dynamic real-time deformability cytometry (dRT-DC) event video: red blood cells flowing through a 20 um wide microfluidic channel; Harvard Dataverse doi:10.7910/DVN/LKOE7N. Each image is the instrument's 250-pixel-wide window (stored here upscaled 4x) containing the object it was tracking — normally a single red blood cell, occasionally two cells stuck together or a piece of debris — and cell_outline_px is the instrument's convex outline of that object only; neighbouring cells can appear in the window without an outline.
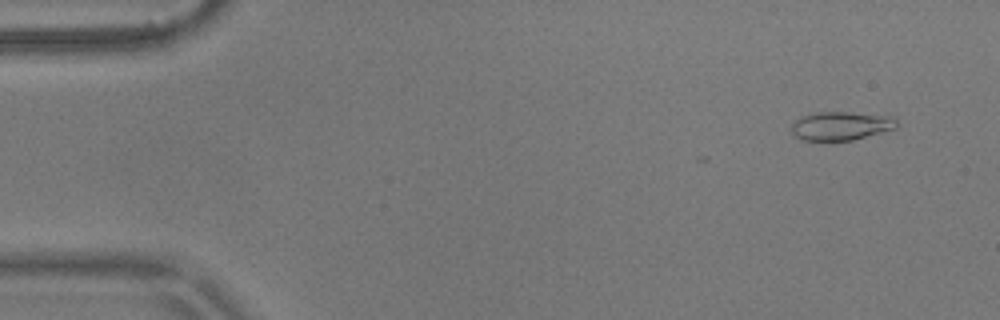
{"species": "common noctule bat (a hibernating species)", "species_latin": "Nyctalus noctula", "temperature_condition": "warm", "stored_images_in_passage": 9, "camera_frame_rate_fps": 3000, "um_per_image_px": 0.085, "animal": {"sex": "male", "body_mass_g": 17.9}, "frame": {"image": 1, "passage_image": 2, "time_ms": 0.333, "image_size_px": [1000, 320], "cell_outline_px": [[896, 128], [852, 140], [804, 140], [796, 136], [792, 132], [792, 124], [800, 116], [816, 112], [848, 112], [896, 116]], "centroid_in_image_um": [71.49, 10.68], "position_along_channel_um": 13.5, "area_um2": 17.46}}
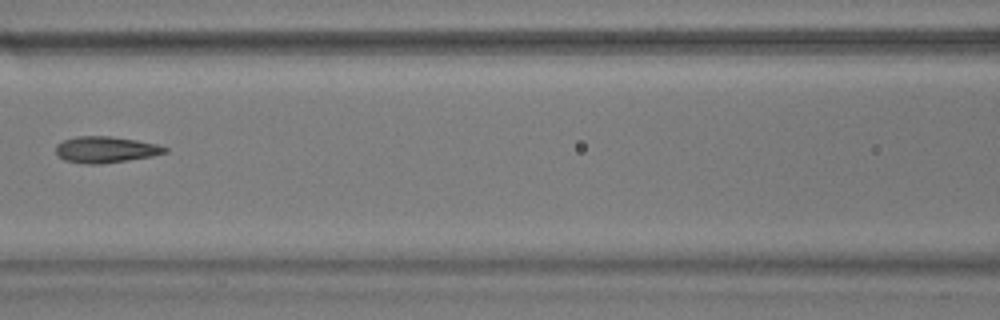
{"frame": {"image": 2, "passage_image": 7, "time_ms": 2.0, "image_size_px": [1000, 320], "cell_outline_px": [[168, 152], [152, 156], [128, 160], [100, 164], [88, 164], [64, 160], [56, 156], [56, 144], [64, 140], [76, 136], [108, 136], [136, 140], [156, 144], [168, 148]], "centroid_in_image_um": [8.95, 12.72], "position_along_channel_um": 157.6, "area_um2": 16.7}}